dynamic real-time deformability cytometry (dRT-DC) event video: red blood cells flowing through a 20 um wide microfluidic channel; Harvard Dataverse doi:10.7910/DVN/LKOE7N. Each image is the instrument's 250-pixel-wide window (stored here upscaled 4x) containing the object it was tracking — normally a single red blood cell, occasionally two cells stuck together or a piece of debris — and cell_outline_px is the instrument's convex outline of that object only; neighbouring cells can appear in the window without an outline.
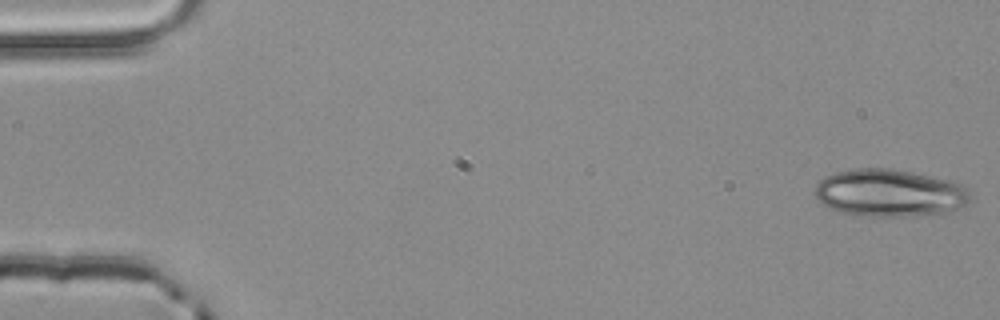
{"species": "common noctule bat (a hibernating species)", "species_latin": "Nyctalus noctula", "temperature_condition": "room temperature", "stored_images_in_passage": 2, "camera_frame_rate_fps": 3000, "um_per_image_px": 0.085, "animal": {"sex": "male", "body_mass_g": 20.4}, "frame": {"image": 1, "passage_image": 2, "time_ms": 0.333, "image_size_px": [1000, 320], "cell_outline_px": [[972, 196], [964, 204], [956, 208], [944, 212], [920, 216], [868, 216], [840, 212], [828, 208], [820, 204], [816, 196], [816, 184], [824, 176], [836, 172], [860, 168], [892, 168], [912, 172], [948, 180], [960, 184], [968, 188], [972, 192]], "centroid_in_image_um": [75.59, 16.4], "position_along_channel_um": 9.4, "area_um2": 42.95}}